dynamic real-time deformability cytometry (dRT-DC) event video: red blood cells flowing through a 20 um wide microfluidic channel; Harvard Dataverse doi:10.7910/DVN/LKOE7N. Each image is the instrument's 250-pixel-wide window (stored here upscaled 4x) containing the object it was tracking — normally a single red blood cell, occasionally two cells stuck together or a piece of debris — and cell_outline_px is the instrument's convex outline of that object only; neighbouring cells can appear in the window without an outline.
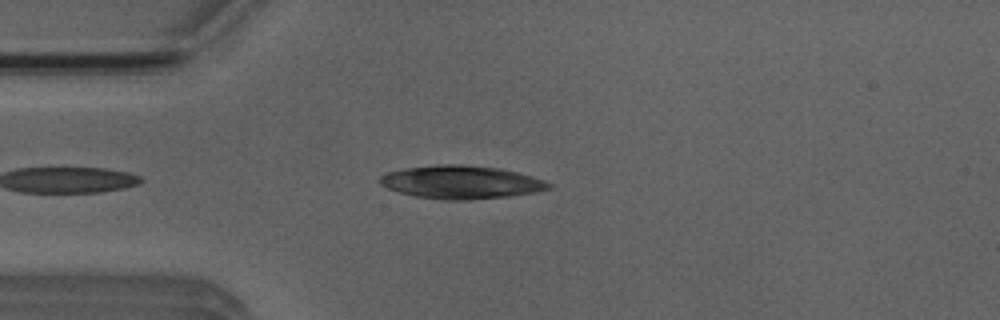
{"species": "Egyptian fruit bat (a non-hibernating species)", "species_latin": "Rousettus aegyptiacus", "temperature_condition": "room temperature", "stored_images_in_passage": 4, "camera_frame_rate_fps": 3000, "um_per_image_px": 0.085, "animal": {"sex": "male"}, "frame": {"image": 1, "passage_image": 3, "time_ms": 2.333, "image_size_px": [1000, 320], "cell_outline_px": [[552, 188], [536, 192], [512, 196], [468, 200], [444, 200], [416, 196], [400, 192], [388, 188], [380, 184], [376, 180], [384, 172], [404, 168], [436, 164], [460, 164], [500, 168], [532, 176], [544, 180], [552, 184]], "centroid_in_image_um": [39.18, 15.48], "position_along_channel_um": 45.8, "area_um2": 32.95}}